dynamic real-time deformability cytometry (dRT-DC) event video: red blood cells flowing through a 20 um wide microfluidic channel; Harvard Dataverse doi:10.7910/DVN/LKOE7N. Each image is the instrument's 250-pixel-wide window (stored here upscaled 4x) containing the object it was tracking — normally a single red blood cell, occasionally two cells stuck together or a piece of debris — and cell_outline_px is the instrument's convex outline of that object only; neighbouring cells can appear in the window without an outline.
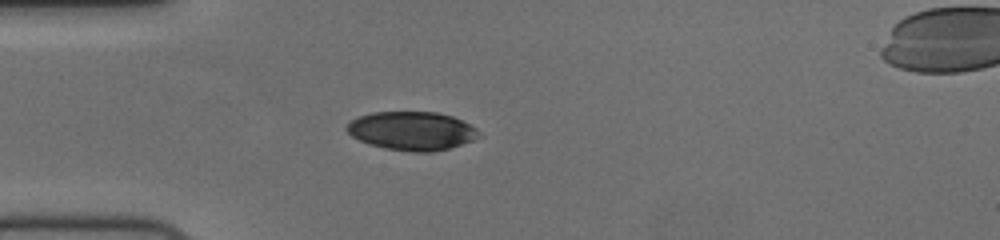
{"species": "human", "species_latin": "Homo sapiens", "temperature_condition": "cold", "stored_images_in_passage": 41, "camera_frame_rate_fps": 3000, "um_per_image_px": 0.085, "donor": {"sex": "female"}, "frame": {"image": 1, "passage_image": 1, "time_ms": 0.0, "image_size_px": [1000, 240], "cell_outline_px": [[484, 136], [448, 148], [432, 152], [412, 152], [384, 148], [368, 144], [352, 136], [344, 128], [352, 120], [360, 116], [372, 112], [436, 112], [452, 116], [476, 128]], "centroid_in_image_um": [35.01, 11.13], "position_along_channel_um": 50.0, "area_um2": 29.65}}
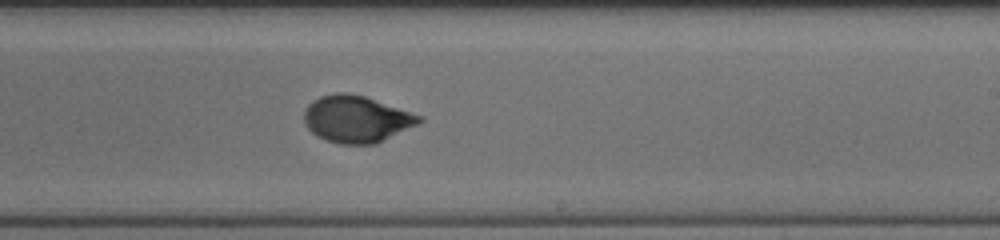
{"frame": {"image": 2, "passage_image": 19, "time_ms": 6.0, "image_size_px": [1000, 240], "cell_outline_px": [[424, 120], [420, 124], [376, 144], [340, 144], [324, 140], [316, 136], [304, 124], [304, 108], [312, 100], [320, 96], [336, 92], [348, 92], [364, 96], [424, 116]], "centroid_in_image_um": [30.31, 10.12], "position_along_channel_um": 258.7, "area_um2": 31.91}}
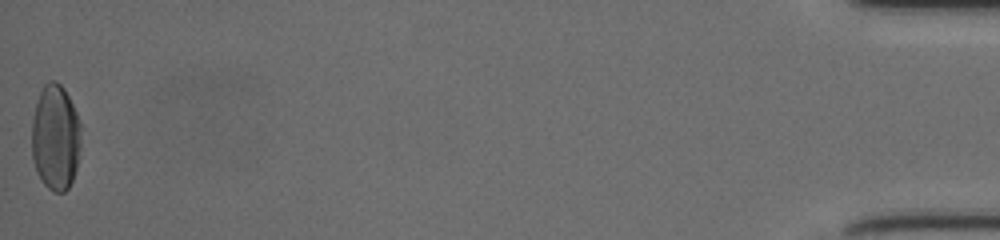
{"frame": {"image": 3, "passage_image": 41, "time_ms": 13.333, "image_size_px": [1000, 240], "cell_outline_px": [[80, 144], [76, 168], [72, 180], [68, 188], [64, 192], [52, 192], [40, 180], [36, 172], [32, 156], [32, 120], [36, 104], [40, 92], [44, 84], [48, 80], [56, 80], [64, 88], [76, 112], [80, 124]], "centroid_in_image_um": [4.7, 11.69], "position_along_channel_um": 430.5, "area_um2": 30.4}, "authors_computed_cell_mechanics": {"area_um2": 31.1542, "velocity_mm_per_s": 3.7006, "shape_relaxation_time_tau1_ms": 4.5173, "shape_relaxation_time_tau2_ms": 0.9333, "deformation_change_tau1": 0.1661, "deformation_change_tau2": 0.044}}